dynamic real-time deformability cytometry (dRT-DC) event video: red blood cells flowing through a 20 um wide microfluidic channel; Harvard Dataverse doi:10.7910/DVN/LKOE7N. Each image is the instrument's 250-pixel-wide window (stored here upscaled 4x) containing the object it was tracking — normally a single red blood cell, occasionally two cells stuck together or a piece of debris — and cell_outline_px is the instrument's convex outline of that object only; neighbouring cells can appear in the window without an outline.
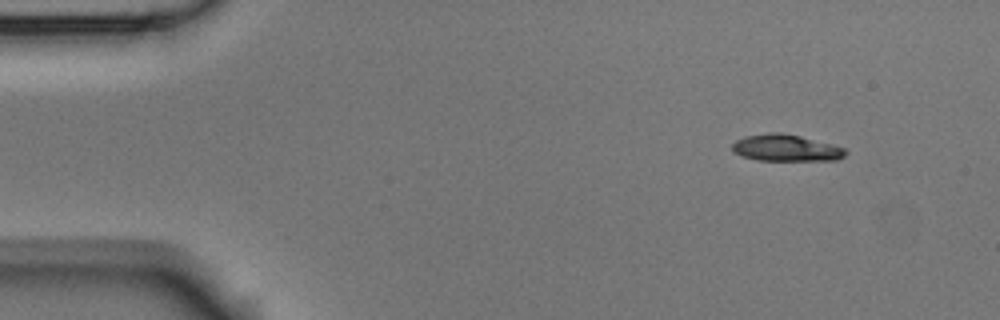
{"species": "Egyptian fruit bat (a non-hibernating species)", "species_latin": "Rousettus aegyptiacus", "temperature_condition": "room temperature", "stored_images_in_passage": 5, "camera_frame_rate_fps": 3000, "um_per_image_px": 0.085, "animal": {"sex": "male"}, "frame": {"image": 1, "passage_image": 1, "time_ms": 0.0, "image_size_px": [1000, 320], "cell_outline_px": [[848, 152], [844, 156], [836, 160], [756, 160], [732, 152], [732, 144], [736, 140], [744, 136], [768, 132], [780, 132], [800, 136], [844, 148]], "centroid_in_image_um": [66.76, 12.57], "position_along_channel_um": 18.2, "area_um2": 17.51}}
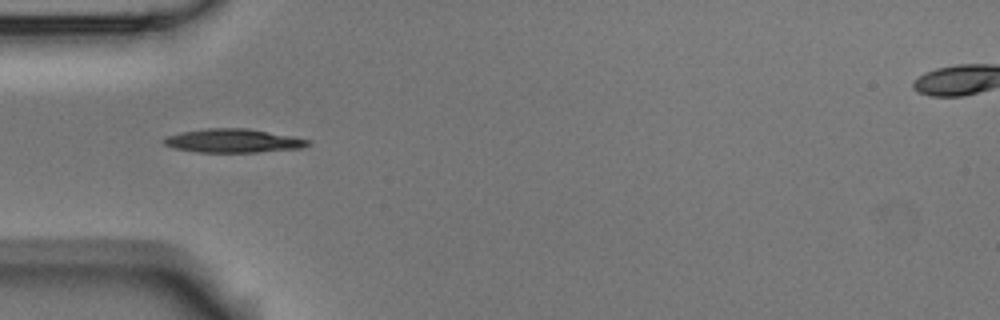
{"frame": {"image": 2, "passage_image": 4, "time_ms": 1.0, "image_size_px": [1000, 320], "cell_outline_px": [[312, 144], [300, 148], [256, 152], [196, 152], [172, 148], [164, 144], [160, 140], [164, 136], [180, 132], [208, 128], [244, 128], [292, 136], [312, 140]], "centroid_in_image_um": [19.76, 11.96], "position_along_channel_um": 65.2, "area_um2": 20.0}}
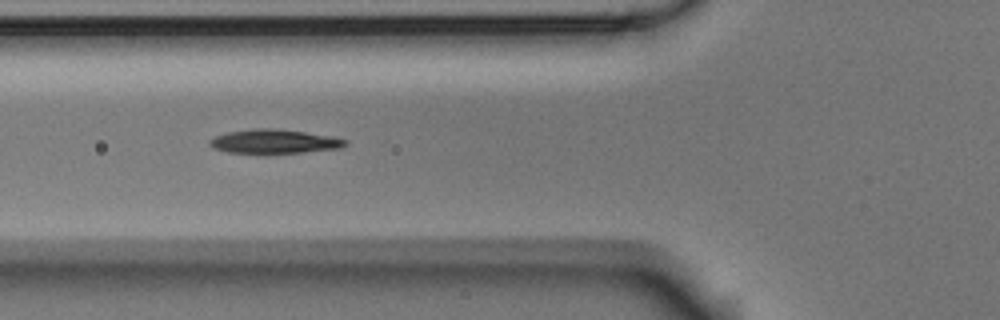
{"frame": {"image": 3, "passage_image": 5, "time_ms": 1.333, "image_size_px": [1000, 320], "cell_outline_px": [[348, 144], [340, 148], [304, 152], [228, 152], [212, 148], [208, 144], [208, 140], [216, 136], [228, 132], [252, 128], [276, 128], [332, 136], [348, 140]], "centroid_in_image_um": [23.31, 12.0], "position_along_channel_um": 102.5, "area_um2": 18.79}}